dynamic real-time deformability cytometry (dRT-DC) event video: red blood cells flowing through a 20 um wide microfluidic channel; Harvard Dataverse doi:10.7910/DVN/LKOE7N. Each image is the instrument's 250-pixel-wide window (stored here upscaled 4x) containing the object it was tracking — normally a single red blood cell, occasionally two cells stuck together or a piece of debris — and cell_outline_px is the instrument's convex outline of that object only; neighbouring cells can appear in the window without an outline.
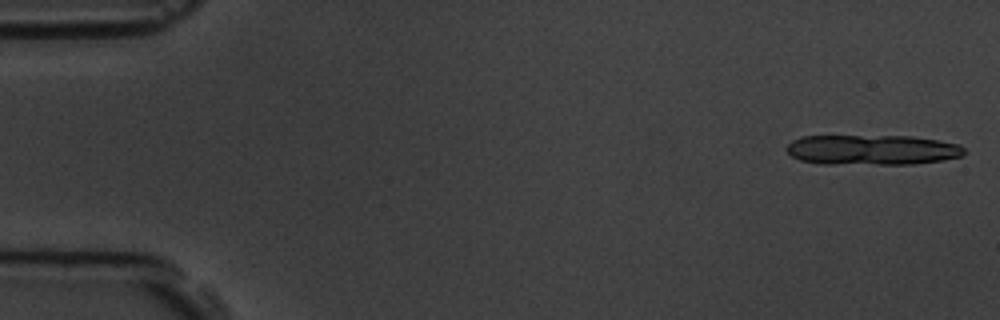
{"species": "common noctule bat (a hibernating species)", "species_latin": "Nyctalus noctula", "temperature_condition": "room temperature", "stored_images_in_passage": 6, "camera_frame_rate_fps": 3000, "um_per_image_px": 0.085, "animal": {"sex": "male", "body_mass_g": 19.5, "forearm_length_mm": 54.6}, "frame": {"image": 1, "passage_image": 1, "time_ms": 0.0, "image_size_px": [1000, 320], "cell_outline_px": [[968, 152], [964, 156], [940, 160], [912, 164], [820, 164], [800, 160], [792, 156], [784, 148], [792, 140], [800, 136], [912, 136], [960, 144]], "centroid_in_image_um": [74.12, 12.74], "position_along_channel_um": 10.9, "area_um2": 31.5}}
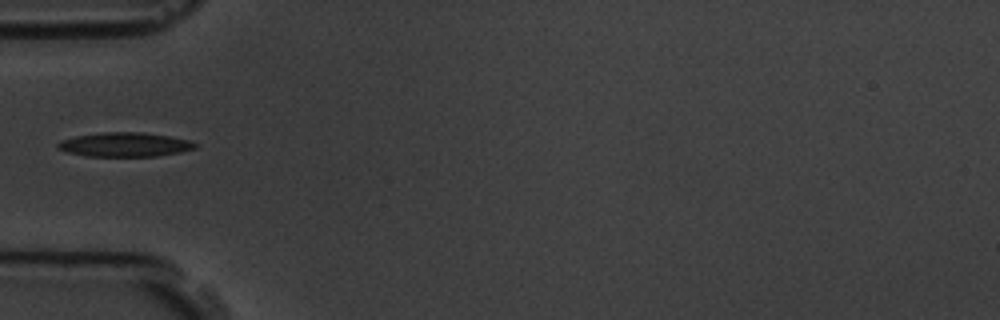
{"frame": {"image": 2, "passage_image": 6, "time_ms": 5.667, "image_size_px": [1000, 320], "cell_outline_px": [[200, 144], [196, 148], [180, 152], [156, 156], [84, 156], [68, 152], [56, 148], [56, 144], [60, 140], [76, 136], [104, 132], [144, 132], [168, 136], [188, 140]], "centroid_in_image_um": [10.6, 12.29], "position_along_channel_um": 74.4, "area_um2": 19.42}}